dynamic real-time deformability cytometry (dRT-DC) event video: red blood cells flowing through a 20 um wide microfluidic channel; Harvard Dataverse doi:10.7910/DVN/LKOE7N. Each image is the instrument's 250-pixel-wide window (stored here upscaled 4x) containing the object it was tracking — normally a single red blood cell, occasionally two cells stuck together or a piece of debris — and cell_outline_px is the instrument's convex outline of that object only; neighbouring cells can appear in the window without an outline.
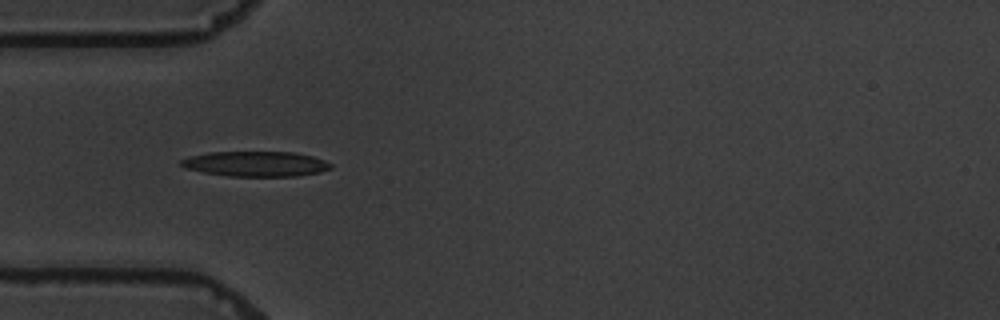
{"species": "common noctule bat (a hibernating species)", "species_latin": "Nyctalus noctula", "temperature_condition": "warm", "stored_images_in_passage": 7, "camera_frame_rate_fps": 3000, "um_per_image_px": 0.085, "animal": {"sex": "male", "body_mass_g": 19.5, "forearm_length_mm": 54.6}, "frame": {"image": 1, "passage_image": 4, "time_ms": 3.333, "image_size_px": [1000, 320], "cell_outline_px": [[332, 168], [320, 172], [296, 176], [228, 176], [204, 172], [184, 168], [180, 164], [180, 160], [192, 156], [208, 152], [296, 152], [312, 156], [324, 160], [332, 164]], "centroid_in_image_um": [21.76, 13.93], "position_along_channel_um": 63.2, "area_um2": 21.91}}
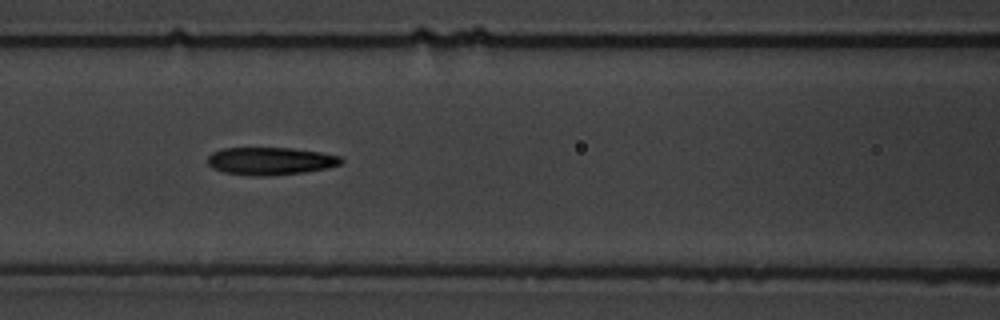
{"frame": {"image": 2, "passage_image": 6, "time_ms": 5.667, "image_size_px": [1000, 320], "cell_outline_px": [[344, 160], [340, 164], [328, 168], [304, 172], [264, 176], [256, 176], [224, 172], [212, 168], [208, 164], [208, 156], [212, 152], [224, 148], [292, 148], [320, 152], [340, 156]], "centroid_in_image_um": [22.99, 13.68], "position_along_channel_um": 143.6, "area_um2": 21.44}}
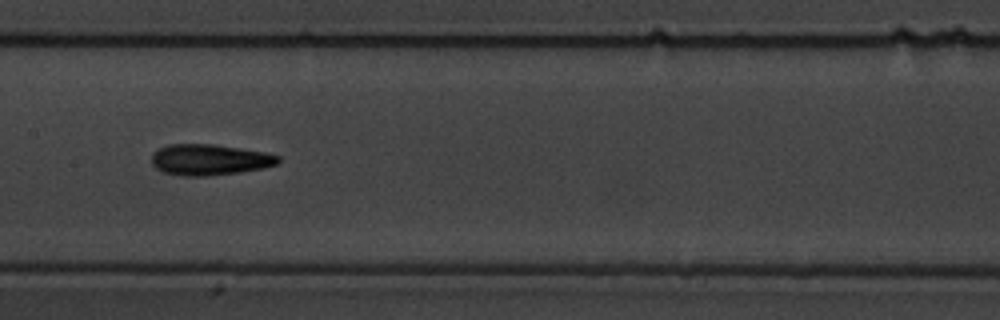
{"frame": {"image": 3, "passage_image": 7, "time_ms": 7.0, "image_size_px": [1000, 320], "cell_outline_px": [[280, 160], [276, 164], [264, 168], [240, 172], [208, 176], [184, 176], [164, 172], [156, 168], [152, 164], [152, 152], [168, 144], [212, 144], [264, 152], [280, 156]], "centroid_in_image_um": [17.8, 13.58], "position_along_channel_um": 189.6, "area_um2": 22.77}}